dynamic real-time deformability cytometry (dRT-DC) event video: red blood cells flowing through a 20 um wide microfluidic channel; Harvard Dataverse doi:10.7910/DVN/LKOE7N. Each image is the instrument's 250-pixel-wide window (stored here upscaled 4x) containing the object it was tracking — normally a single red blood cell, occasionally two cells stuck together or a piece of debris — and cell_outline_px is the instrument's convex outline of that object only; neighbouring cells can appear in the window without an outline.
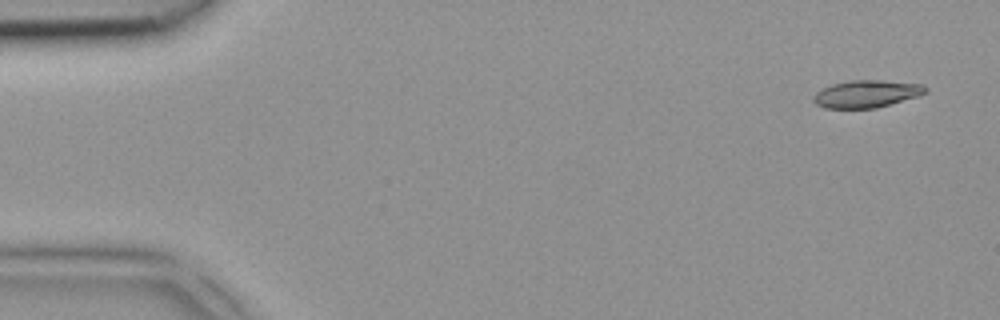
{"species": "common noctule bat (a hibernating species)", "species_latin": "Nyctalus noctula", "temperature_condition": "room temperature", "stored_images_in_passage": 3, "camera_frame_rate_fps": 3000, "um_per_image_px": 0.085, "animal": {"sex": "female", "body_mass_g": 18.4}, "frame": {"image": 1, "passage_image": 1, "time_ms": 0.0, "image_size_px": [1000, 320], "cell_outline_px": [[928, 92], [920, 96], [876, 108], [824, 108], [816, 104], [812, 100], [812, 96], [816, 92], [832, 84], [852, 80], [880, 80], [924, 84], [928, 88]], "centroid_in_image_um": [73.69, 7.98], "position_along_channel_um": 11.3, "area_um2": 18.03}}
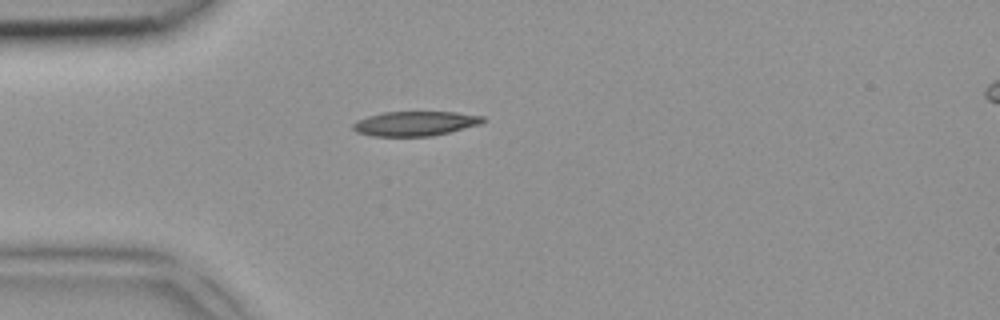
{"frame": {"image": 2, "passage_image": 3, "time_ms": 0.667, "image_size_px": [1000, 320], "cell_outline_px": [[484, 120], [480, 124], [432, 136], [372, 136], [356, 132], [352, 128], [352, 124], [356, 120], [368, 116], [384, 112], [456, 112], [484, 116]], "centroid_in_image_um": [35.25, 10.5], "position_along_channel_um": 49.8, "area_um2": 18.55}}